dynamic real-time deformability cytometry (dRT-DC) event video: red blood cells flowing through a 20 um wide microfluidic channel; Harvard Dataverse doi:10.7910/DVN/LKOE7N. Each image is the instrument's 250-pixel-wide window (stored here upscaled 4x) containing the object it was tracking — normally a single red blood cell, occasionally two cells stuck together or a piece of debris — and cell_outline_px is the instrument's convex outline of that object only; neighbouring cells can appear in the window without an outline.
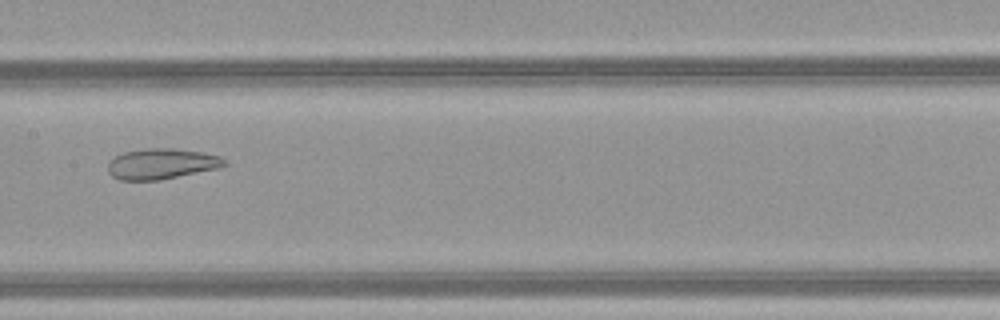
{"species": "common noctule bat (a hibernating species)", "species_latin": "Nyctalus noctula", "temperature_condition": "warm", "stored_images_in_passage": 50, "camera_frame_rate_fps": 3000, "um_per_image_px": 0.085, "animal": {"sex": "female", "body_mass_g": 21.9}, "frame": {"image": 1, "passage_image": 27, "time_ms": 8.667, "image_size_px": [1000, 320], "cell_outline_px": [[228, 164], [220, 168], [160, 180], [120, 180], [112, 176], [108, 172], [108, 164], [116, 156], [124, 152], [148, 148], [172, 148], [200, 152], [220, 156]], "centroid_in_image_um": [13.75, 13.93], "position_along_channel_um": 193.7, "area_um2": 20.69}}
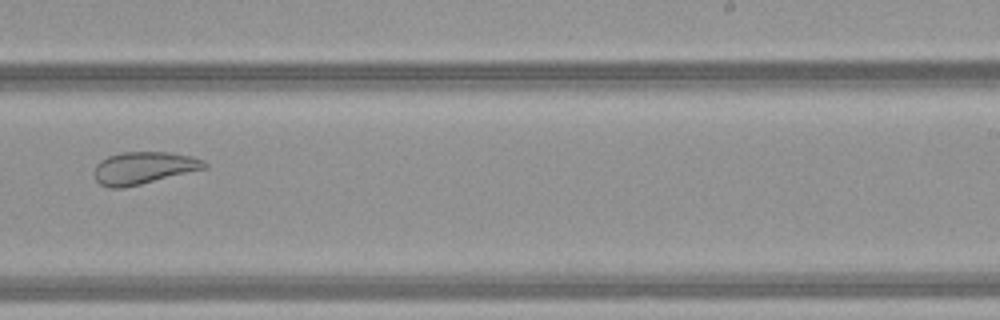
{"frame": {"image": 2, "passage_image": 33, "time_ms": 10.667, "image_size_px": [1000, 320], "cell_outline_px": [[208, 168], [124, 188], [108, 188], [100, 184], [92, 176], [96, 164], [100, 160], [108, 156], [120, 152], [168, 152], [192, 156], [204, 160], [208, 164]], "centroid_in_image_um": [12.19, 14.27], "position_along_channel_um": 276.8, "area_um2": 21.04}}
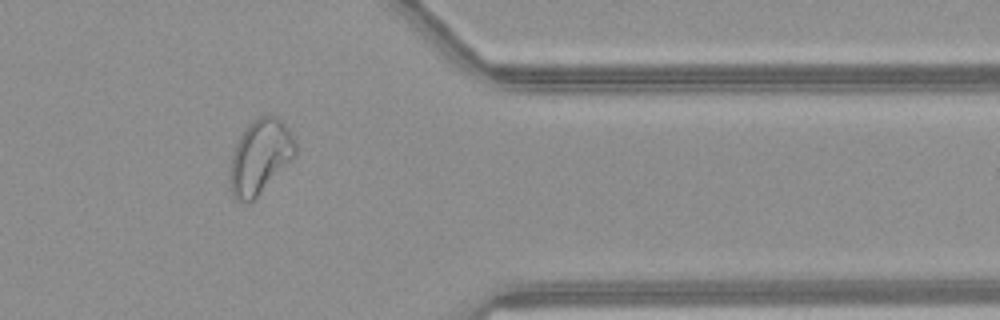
{"frame": {"image": 3, "passage_image": 42, "time_ms": 13.667, "image_size_px": [1000, 320], "cell_outline_px": [[296, 156], [248, 204], [244, 204], [236, 200], [232, 196], [232, 156], [236, 144], [244, 128], [252, 120], [260, 116], [272, 112], [292, 132], [296, 144]], "centroid_in_image_um": [22.15, 13.26], "position_along_channel_um": 389.3, "area_um2": 28.03}}